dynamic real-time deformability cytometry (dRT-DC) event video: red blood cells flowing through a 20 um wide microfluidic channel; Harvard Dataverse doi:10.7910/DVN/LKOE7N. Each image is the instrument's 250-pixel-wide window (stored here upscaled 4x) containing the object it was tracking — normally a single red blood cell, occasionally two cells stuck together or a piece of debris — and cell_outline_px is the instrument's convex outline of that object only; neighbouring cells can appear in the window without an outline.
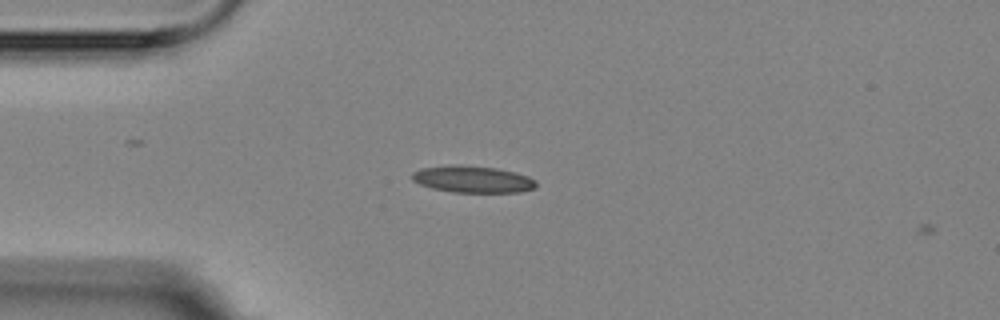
{"species": "Egyptian fruit bat (a non-hibernating species)", "species_latin": "Rousettus aegyptiacus", "temperature_condition": "room temperature", "stored_images_in_passage": 2, "camera_frame_rate_fps": 3000, "um_per_image_px": 0.085, "animal": {"sex": "female"}, "frame": {"image": 1, "passage_image": 1, "time_ms": 0.0, "image_size_px": [1000, 320], "cell_outline_px": [[536, 188], [520, 192], [452, 192], [432, 188], [420, 184], [412, 180], [412, 172], [420, 168], [452, 164], [460, 164], [496, 168], [516, 172], [528, 176], [536, 180]], "centroid_in_image_um": [40.17, 15.22], "position_along_channel_um": 44.8, "area_um2": 19.59}}